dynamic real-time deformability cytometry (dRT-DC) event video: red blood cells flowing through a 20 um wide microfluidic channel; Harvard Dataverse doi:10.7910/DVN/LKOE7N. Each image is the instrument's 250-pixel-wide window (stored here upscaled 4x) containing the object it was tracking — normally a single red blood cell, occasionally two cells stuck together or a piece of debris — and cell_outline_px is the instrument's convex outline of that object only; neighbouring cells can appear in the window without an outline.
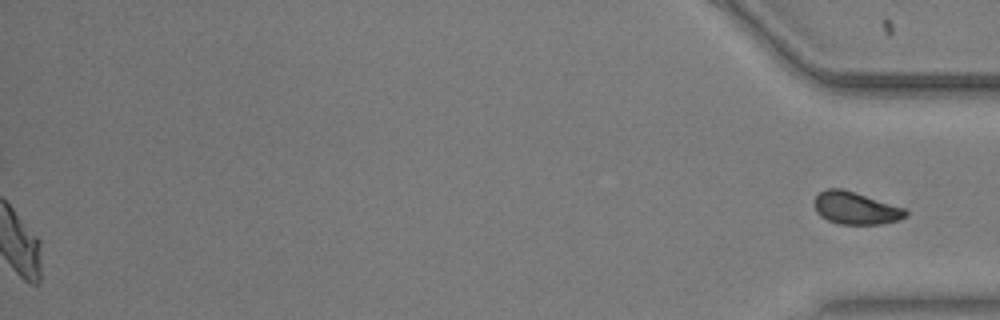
{"species": "common noctule bat (a hibernating species)", "species_latin": "Nyctalus noctula", "temperature_condition": "warm", "stored_images_in_passage": 50, "segment_of_instrument_passage": [2, 2], "camera_frame_rate_fps": 3000, "um_per_image_px": 0.085, "animal": {"sex": "male", "body_mass_g": 20.5, "forearm_length_mm": 52.5}, "frame": {"image": 1, "passage_image": 50, "time_ms": 16.333, "image_size_px": [1000, 320], "cell_outline_px": [[908, 216], [900, 220], [880, 224], [840, 224], [828, 220], [820, 216], [816, 212], [812, 200], [820, 192], [828, 188], [840, 188], [908, 208]], "centroid_in_image_um": [72.76, 17.69], "position_along_channel_um": 362.4, "area_um2": 17.51}}